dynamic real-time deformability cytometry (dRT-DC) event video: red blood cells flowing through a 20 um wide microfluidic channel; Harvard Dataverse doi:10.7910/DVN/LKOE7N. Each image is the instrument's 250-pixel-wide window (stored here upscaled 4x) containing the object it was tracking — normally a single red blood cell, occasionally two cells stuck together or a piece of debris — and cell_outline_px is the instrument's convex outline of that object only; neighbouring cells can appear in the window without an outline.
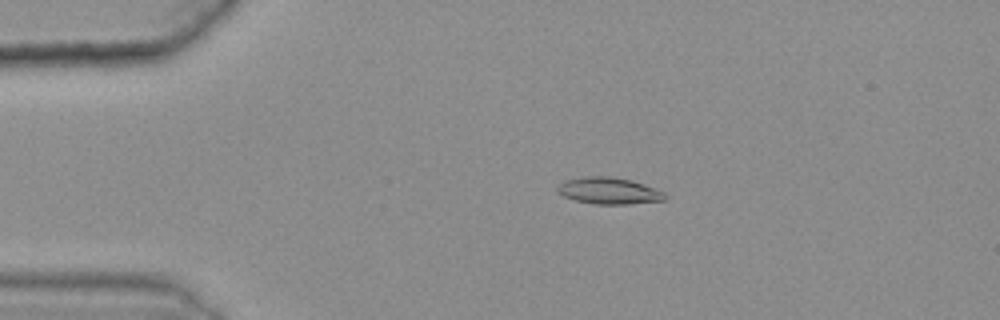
{"species": "common noctule bat (a hibernating species)", "species_latin": "Nyctalus noctula", "temperature_condition": "warm", "stored_images_in_passage": 49, "camera_frame_rate_fps": 3000, "um_per_image_px": 0.085, "animal": {"sex": "female", "body_mass_g": 25.1}, "frame": {"image": 1, "passage_image": 12, "time_ms": 3.667, "image_size_px": [1000, 320], "cell_outline_px": [[668, 196], [664, 200], [628, 204], [596, 204], [576, 200], [564, 196], [556, 192], [556, 188], [564, 180], [584, 176], [608, 176], [632, 180], [644, 184], [664, 192]], "centroid_in_image_um": [51.75, 16.21], "position_along_channel_um": 33.3, "area_um2": 16.7}}
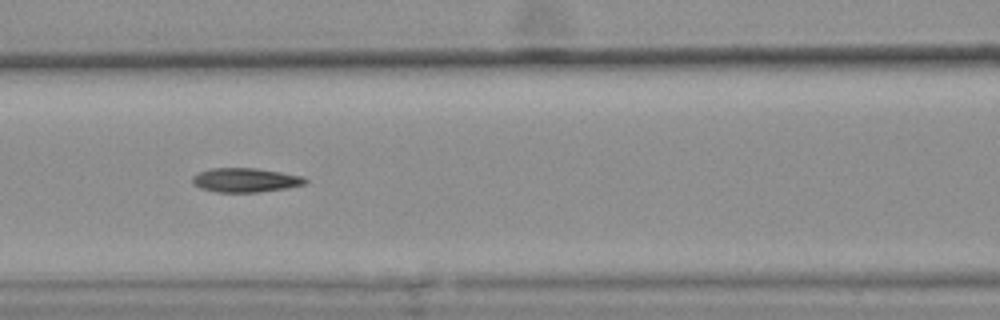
{"frame": {"image": 2, "passage_image": 25, "time_ms": 8.0, "image_size_px": [1000, 320], "cell_outline_px": [[308, 180], [304, 184], [288, 188], [260, 192], [216, 192], [200, 188], [192, 184], [192, 176], [208, 168], [256, 168], [280, 172], [300, 176]], "centroid_in_image_um": [20.81, 15.31], "position_along_channel_um": 145.8, "area_um2": 15.9}}
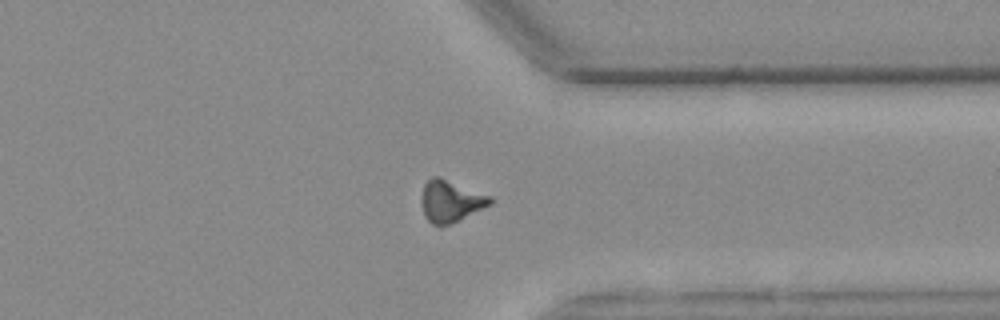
{"frame": {"image": 3, "passage_image": 44, "time_ms": 14.333, "image_size_px": [1000, 320], "cell_outline_px": [[492, 204], [460, 220], [440, 228], [432, 224], [424, 216], [420, 204], [420, 196], [424, 184], [432, 176], [440, 176], [492, 196]], "centroid_in_image_um": [38.28, 17.1], "position_along_channel_um": 373.1, "area_um2": 17.28}, "authors_computed_cell_mechanics": {"area_um2": 16.1262, "velocity_mm_per_s": 3.6276, "shape_relaxation_time_tau1_ms": null, "shape_relaxation_time_tau2_ms": 6.4581, "deformation_change_tau1": null, "deformation_change_tau2": 0.1566}}